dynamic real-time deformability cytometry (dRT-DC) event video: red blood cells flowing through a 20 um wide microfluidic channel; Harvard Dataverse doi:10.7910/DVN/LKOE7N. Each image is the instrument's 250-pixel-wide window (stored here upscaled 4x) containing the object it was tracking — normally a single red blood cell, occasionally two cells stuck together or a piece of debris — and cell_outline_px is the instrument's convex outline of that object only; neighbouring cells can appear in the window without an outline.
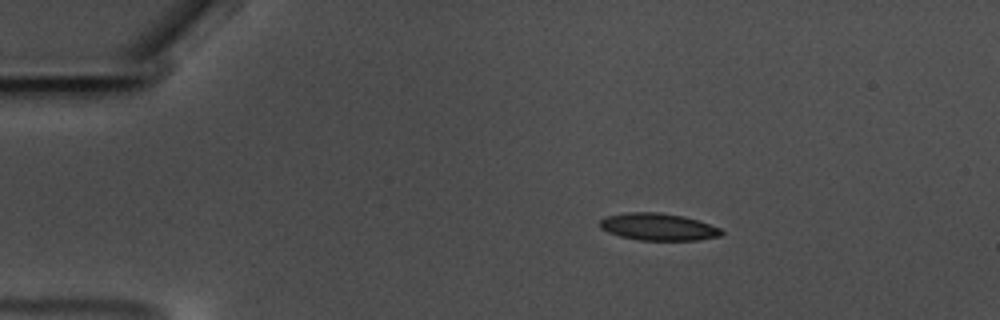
{"species": "common noctule bat (a hibernating species)", "species_latin": "Nyctalus noctula", "temperature_condition": "warm", "stored_images_in_passage": 49, "camera_frame_rate_fps": 3000, "um_per_image_px": 0.085, "animal": {"sex": "male", "body_mass_g": 17.5, "forearm_length_mm": 52.3}, "frame": {"image": 1, "passage_image": 1, "time_ms": 0.0, "image_size_px": [1000, 320], "cell_outline_px": [[724, 232], [720, 236], [700, 240], [640, 240], [620, 236], [608, 232], [600, 228], [600, 220], [604, 216], [628, 212], [660, 212], [684, 216], [720, 228]], "centroid_in_image_um": [55.93, 19.28], "position_along_channel_um": 29.1, "area_um2": 19.25}}
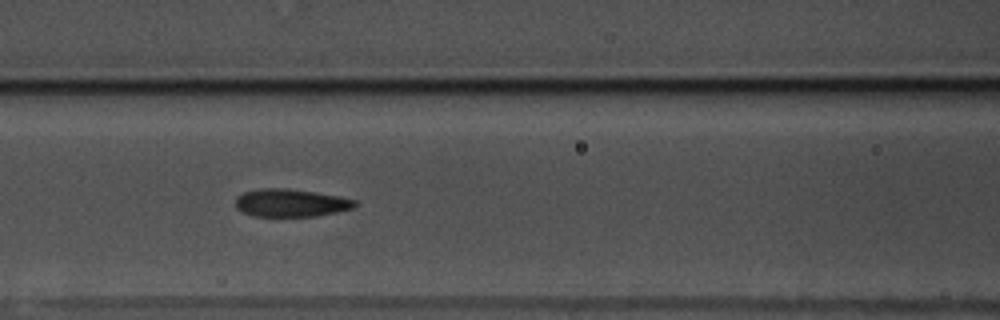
{"frame": {"image": 2, "passage_image": 16, "time_ms": 5.0, "image_size_px": [1000, 320], "cell_outline_px": [[356, 208], [316, 216], [252, 216], [236, 208], [236, 196], [244, 192], [260, 188], [288, 188], [340, 196], [356, 200]], "centroid_in_image_um": [24.73, 17.24], "position_along_channel_um": 141.9, "area_um2": 19.42}}
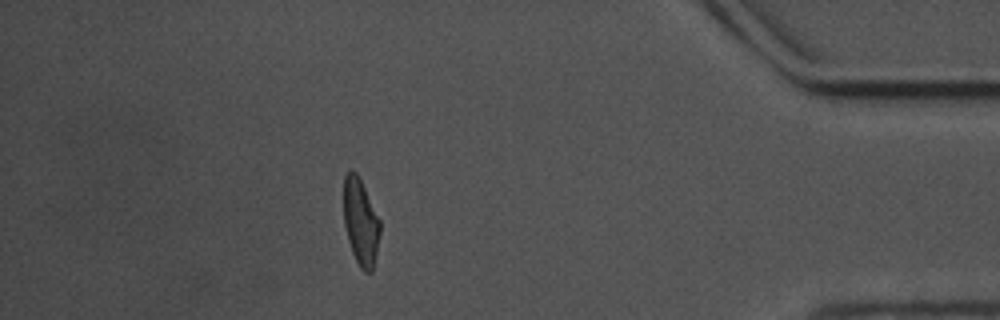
{"frame": {"image": 3, "passage_image": 42, "time_ms": 13.667, "image_size_px": [1000, 320], "cell_outline_px": [[380, 232], [372, 272], [364, 272], [360, 268], [352, 252], [348, 240], [344, 224], [344, 176], [352, 168], [360, 176], [380, 220]], "centroid_in_image_um": [30.65, 18.82], "position_along_channel_um": 404.5, "area_um2": 18.44}, "authors_computed_cell_mechanics": {"area_um2": 19.4208, "velocity_mm_per_s": 3.5286, "shape_relaxation_time_tau1_ms": 4.0225, "shape_relaxation_time_tau2_ms": 1.5336, "deformation_change_tau1": 0.1623, "deformation_change_tau2": 0.0903}}